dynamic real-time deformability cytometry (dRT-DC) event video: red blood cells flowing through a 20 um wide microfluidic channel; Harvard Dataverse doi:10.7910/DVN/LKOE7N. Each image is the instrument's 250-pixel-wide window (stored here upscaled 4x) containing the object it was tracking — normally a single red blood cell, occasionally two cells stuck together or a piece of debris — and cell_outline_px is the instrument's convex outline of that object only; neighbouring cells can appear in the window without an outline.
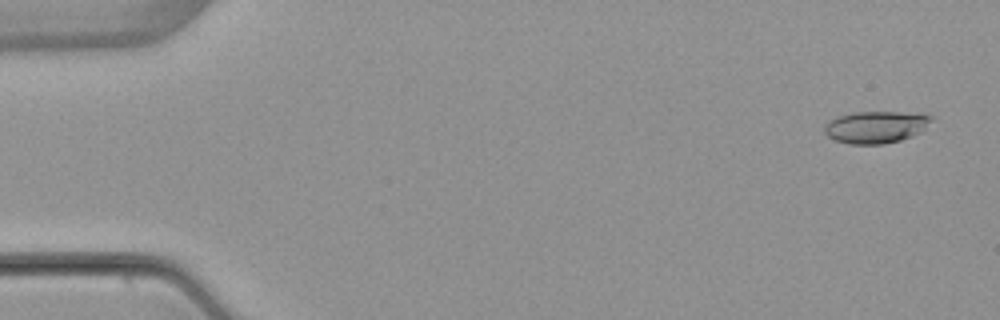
{"species": "common noctule bat (a hibernating species)", "species_latin": "Nyctalus noctula", "temperature_condition": "warm", "stored_images_in_passage": 6, "camera_frame_rate_fps": 3000, "um_per_image_px": 0.085, "animal": {"sex": "female", "body_mass_g": 22.7, "forearm_length_mm": 54.2}, "frame": {"image": 1, "passage_image": 1, "time_ms": 0.0, "image_size_px": [1000, 320], "cell_outline_px": [[932, 120], [920, 132], [912, 136], [900, 140], [884, 144], [848, 144], [836, 140], [828, 136], [824, 132], [824, 124], [828, 120], [836, 116], [856, 112], [900, 112], [932, 116]], "centroid_in_image_um": [74.38, 10.8], "position_along_channel_um": 10.6, "area_um2": 19.88}}
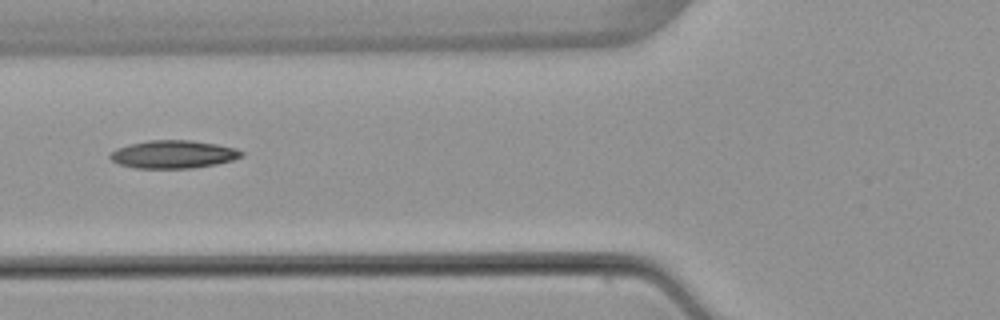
{"frame": {"image": 2, "passage_image": 5, "time_ms": 6.0, "image_size_px": [1000, 320], "cell_outline_px": [[244, 156], [232, 160], [216, 164], [192, 168], [136, 168], [120, 164], [112, 160], [108, 156], [116, 148], [128, 144], [148, 140], [192, 140], [216, 144], [236, 148], [244, 152]], "centroid_in_image_um": [14.74, 13.11], "position_along_channel_um": 111.1, "area_um2": 21.44}}
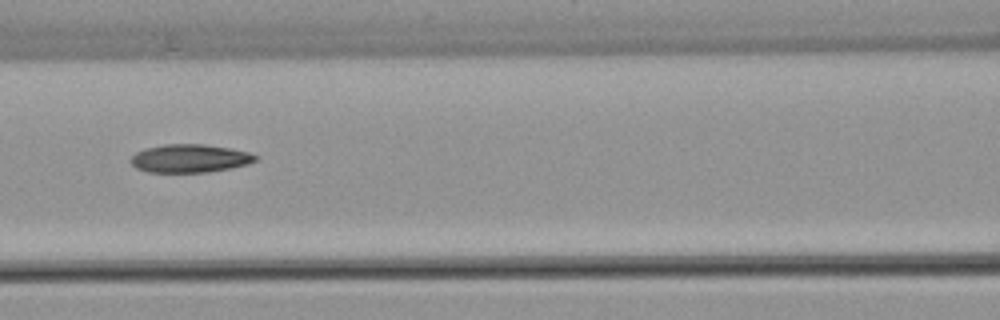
{"frame": {"image": 3, "passage_image": 6, "time_ms": 7.0, "image_size_px": [1000, 320], "cell_outline_px": [[260, 156], [256, 160], [248, 164], [208, 172], [148, 172], [136, 168], [128, 160], [136, 152], [144, 148], [164, 144], [204, 144], [228, 148], [248, 152]], "centroid_in_image_um": [16.1, 13.46], "position_along_channel_um": 150.5, "area_um2": 20.52}}